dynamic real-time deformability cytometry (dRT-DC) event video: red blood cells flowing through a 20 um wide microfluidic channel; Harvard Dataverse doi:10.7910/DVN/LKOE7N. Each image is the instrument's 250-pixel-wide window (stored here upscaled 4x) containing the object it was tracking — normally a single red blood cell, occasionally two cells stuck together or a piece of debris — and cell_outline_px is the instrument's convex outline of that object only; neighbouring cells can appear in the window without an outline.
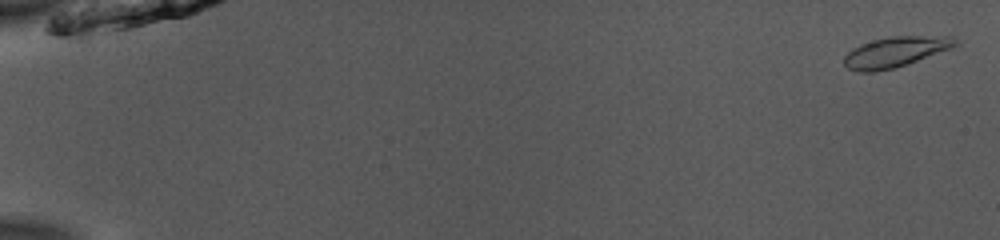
{"species": "common noctule bat (a hibernating species)", "species_latin": "Nyctalus noctula", "temperature_condition": "room temperature", "stored_images_in_passage": 53, "camera_frame_rate_fps": 3000, "um_per_image_px": 0.085, "animal": {"sex": "male", "body_mass_g": 13.0, "forearm_length_mm": 53.1}, "frame": {"image": 1, "passage_image": 2, "time_ms": 0.333, "image_size_px": [1000, 240], "cell_outline_px": [[960, 44], [952, 48], [892, 68], [872, 72], [860, 72], [848, 68], [844, 64], [844, 56], [852, 48], [860, 44], [872, 40], [888, 36], [952, 36], [960, 40]], "centroid_in_image_um": [76.12, 4.39], "position_along_channel_um": 8.9, "area_um2": 19.59}}
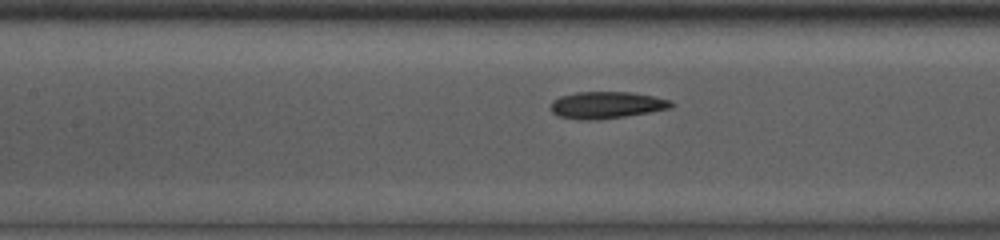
{"frame": {"image": 2, "passage_image": 26, "time_ms": 8.333, "image_size_px": [1000, 240], "cell_outline_px": [[676, 104], [672, 108], [624, 116], [596, 120], [580, 120], [560, 116], [552, 112], [552, 100], [560, 96], [576, 92], [632, 92], [672, 100]], "centroid_in_image_um": [51.59, 8.92], "position_along_channel_um": 155.8, "area_um2": 18.84}}
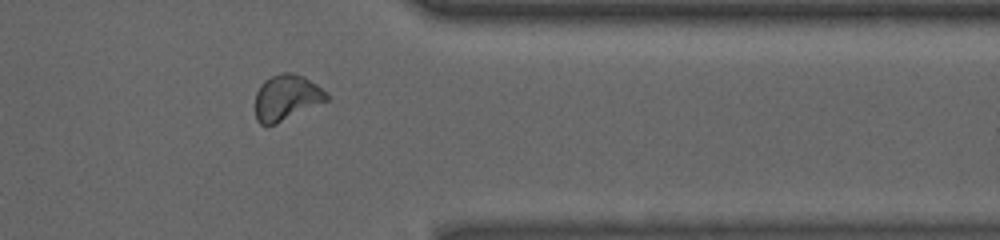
{"frame": {"image": 3, "passage_image": 44, "time_ms": 14.333, "image_size_px": [1000, 240], "cell_outline_px": [[328, 100], [276, 124], [260, 124], [256, 120], [256, 92], [260, 84], [264, 80], [272, 76], [284, 72], [292, 72], [304, 76], [316, 84], [328, 96]], "centroid_in_image_um": [24.33, 8.28], "position_along_channel_um": 387.1, "area_um2": 18.79}, "authors_computed_cell_mechanics": {"area_um2": 18.9006, "velocity_mm_per_s": 3.9515, "shape_relaxation_time_tau1_ms": 5.3451, "shape_relaxation_time_tau2_ms": 3.5258, "deformation_change_tau1": 0.1209, "deformation_change_tau2": 0.0732}}